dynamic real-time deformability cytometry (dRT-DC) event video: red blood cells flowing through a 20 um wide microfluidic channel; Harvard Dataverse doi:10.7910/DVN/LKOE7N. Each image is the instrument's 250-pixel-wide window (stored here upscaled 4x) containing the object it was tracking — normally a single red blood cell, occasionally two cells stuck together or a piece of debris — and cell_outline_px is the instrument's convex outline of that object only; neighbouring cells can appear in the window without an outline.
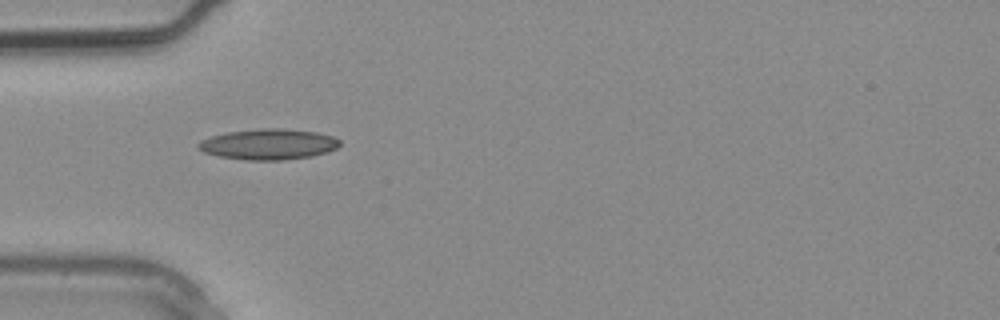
{"species": "common noctule bat (a hibernating species)", "species_latin": "Nyctalus noctula", "temperature_condition": "warm", "stored_images_in_passage": 2, "camera_frame_rate_fps": 3000, "um_per_image_px": 0.085, "animal": {"sex": "male", "body_mass_g": 20.4}, "frame": {"image": 1, "passage_image": 2, "time_ms": 0.333, "image_size_px": [1000, 320], "cell_outline_px": [[340, 144], [336, 148], [328, 152], [312, 156], [284, 160], [248, 160], [220, 156], [204, 152], [196, 148], [196, 144], [200, 140], [212, 136], [228, 132], [260, 128], [284, 128], [316, 132], [332, 136], [340, 140]], "centroid_in_image_um": [22.82, 12.26], "position_along_channel_um": 62.2, "area_um2": 25.37}}